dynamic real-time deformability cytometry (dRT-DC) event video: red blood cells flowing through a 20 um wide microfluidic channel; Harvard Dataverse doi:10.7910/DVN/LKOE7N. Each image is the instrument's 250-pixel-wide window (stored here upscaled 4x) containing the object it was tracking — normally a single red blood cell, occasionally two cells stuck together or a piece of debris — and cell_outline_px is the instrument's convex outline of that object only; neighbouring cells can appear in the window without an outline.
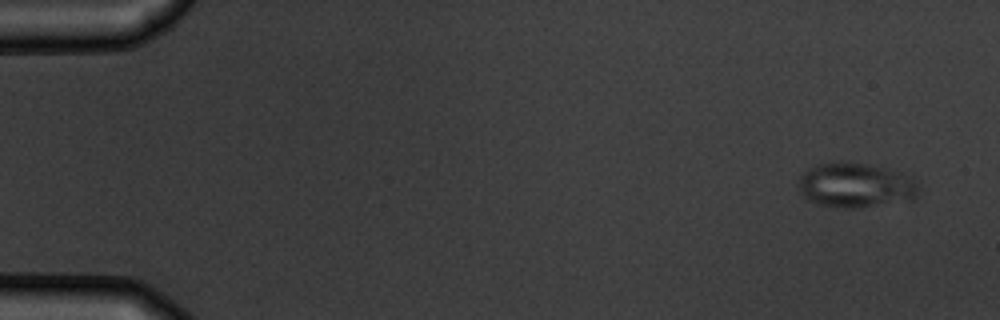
{"species": "common noctule bat (a hibernating species)", "species_latin": "Nyctalus noctula", "temperature_condition": "warm", "stored_images_in_passage": 5, "camera_frame_rate_fps": 3000, "um_per_image_px": 0.085, "animal": {"sex": "male", "body_mass_g": 19.5, "forearm_length_mm": 54.6}, "frame": {"image": 1, "passage_image": 1, "time_ms": 0.0, "image_size_px": [1000, 320], "cell_outline_px": [[916, 196], [860, 208], [848, 208], [820, 204], [804, 196], [800, 188], [800, 176], [808, 168], [820, 164], [840, 160], [844, 160], [868, 164], [884, 168], [912, 176], [916, 184]], "centroid_in_image_um": [72.68, 15.7], "position_along_channel_um": 12.3, "area_um2": 30.46}}